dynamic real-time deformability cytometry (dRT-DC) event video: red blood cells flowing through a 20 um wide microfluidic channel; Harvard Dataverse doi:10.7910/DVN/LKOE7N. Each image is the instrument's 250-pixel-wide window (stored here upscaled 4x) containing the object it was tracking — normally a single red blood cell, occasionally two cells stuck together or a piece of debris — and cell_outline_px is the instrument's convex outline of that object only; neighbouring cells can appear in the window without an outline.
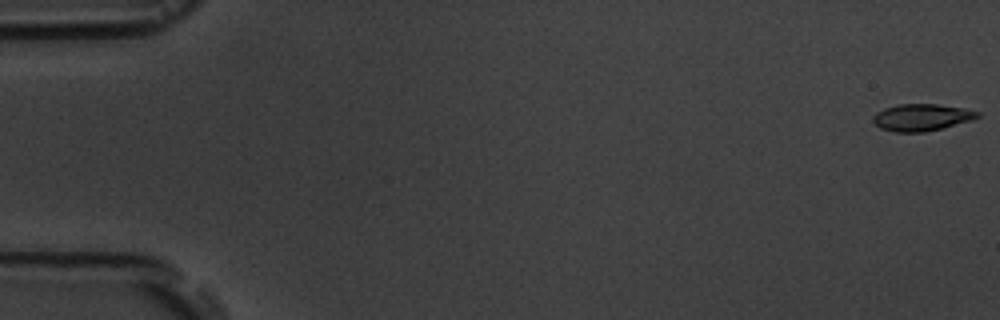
{"species": "common noctule bat (a hibernating species)", "species_latin": "Nyctalus noctula", "temperature_condition": "room temperature", "stored_images_in_passage": 9, "camera_frame_rate_fps": 3000, "um_per_image_px": 0.085, "animal": {"sex": "male", "body_mass_g": 19.5, "forearm_length_mm": 54.6}, "frame": {"image": 1, "passage_image": 1, "time_ms": 0.0, "image_size_px": [1000, 320], "cell_outline_px": [[980, 116], [972, 120], [924, 132], [896, 132], [880, 128], [872, 120], [872, 116], [876, 112], [884, 108], [896, 104], [936, 104], [964, 108], [980, 112]], "centroid_in_image_um": [78.31, 9.96], "position_along_channel_um": 6.7, "area_um2": 16.36}}
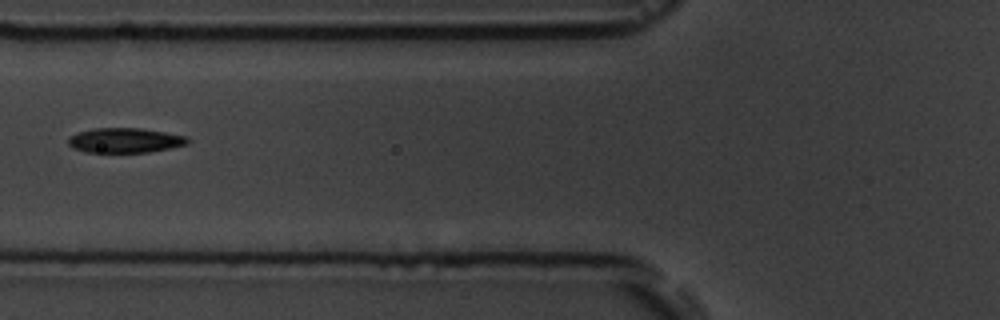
{"frame": {"image": 2, "passage_image": 7, "time_ms": 7.0, "image_size_px": [1000, 320], "cell_outline_px": [[192, 140], [188, 144], [148, 152], [84, 152], [72, 148], [68, 144], [68, 136], [80, 132], [96, 128], [140, 128], [188, 136]], "centroid_in_image_um": [10.63, 11.93], "position_along_channel_um": 115.2, "area_um2": 17.28}}
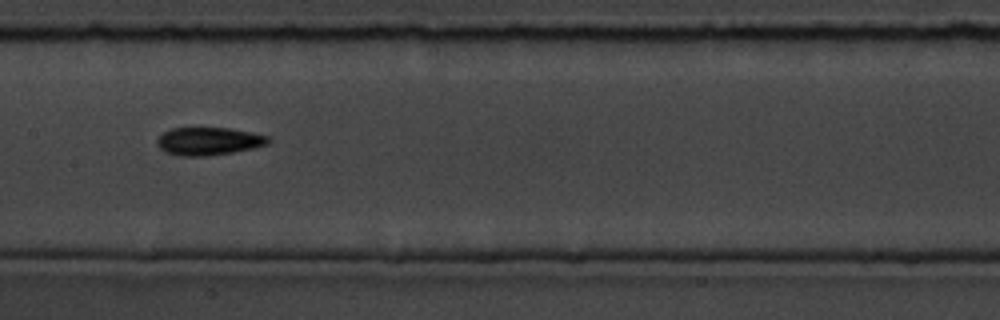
{"frame": {"image": 3, "passage_image": 9, "time_ms": 9.0, "image_size_px": [1000, 320], "cell_outline_px": [[272, 140], [268, 144], [252, 148], [232, 152], [204, 156], [180, 156], [168, 152], [160, 148], [156, 144], [156, 140], [164, 132], [172, 128], [228, 128], [268, 136]], "centroid_in_image_um": [17.73, 12.0], "position_along_channel_um": 189.7, "area_um2": 17.8}}